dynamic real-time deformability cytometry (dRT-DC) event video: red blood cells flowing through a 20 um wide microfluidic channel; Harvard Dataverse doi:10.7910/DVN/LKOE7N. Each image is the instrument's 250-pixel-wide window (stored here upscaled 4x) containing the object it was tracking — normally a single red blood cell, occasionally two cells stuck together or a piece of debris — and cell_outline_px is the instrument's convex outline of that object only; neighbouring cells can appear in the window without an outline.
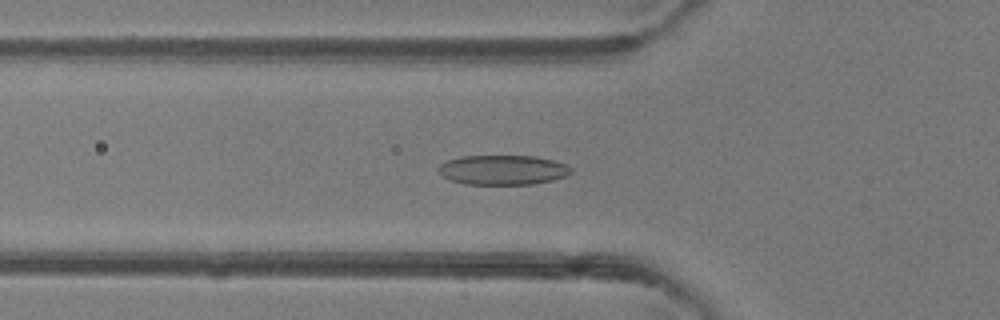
{"species": "common noctule bat (a hibernating species)", "species_latin": "Nyctalus noctula", "temperature_condition": "room temperature", "stored_images_in_passage": 49, "camera_frame_rate_fps": 3000, "um_per_image_px": 0.085, "animal": {"sex": "female"}, "frame": {"image": 1, "passage_image": 17, "time_ms": 5.333, "image_size_px": [1000, 320], "cell_outline_px": [[572, 172], [568, 176], [552, 180], [532, 184], [464, 184], [452, 180], [444, 176], [436, 168], [440, 164], [448, 160], [460, 156], [536, 156], [568, 164], [572, 168]], "centroid_in_image_um": [42.78, 14.44], "position_along_channel_um": 83.0, "area_um2": 23.0}}
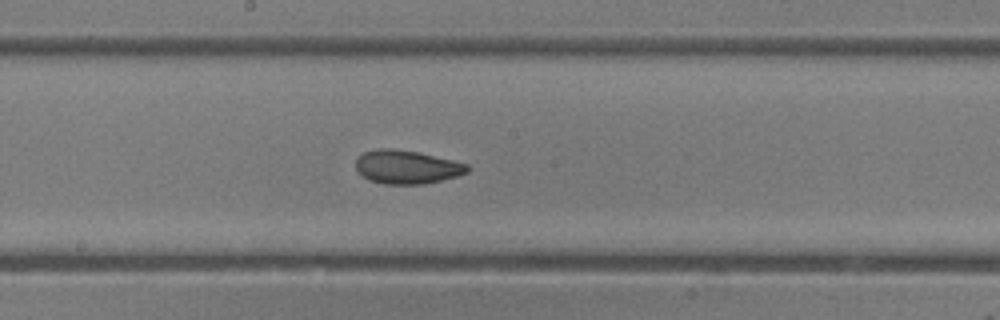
{"frame": {"image": 2, "passage_image": 26, "time_ms": 8.333, "image_size_px": [1000, 320], "cell_outline_px": [[468, 172], [456, 176], [424, 184], [384, 184], [368, 180], [356, 168], [356, 160], [364, 152], [380, 148], [392, 148], [420, 152], [468, 164]], "centroid_in_image_um": [34.57, 14.19], "position_along_channel_um": 213.6, "area_um2": 21.68}}
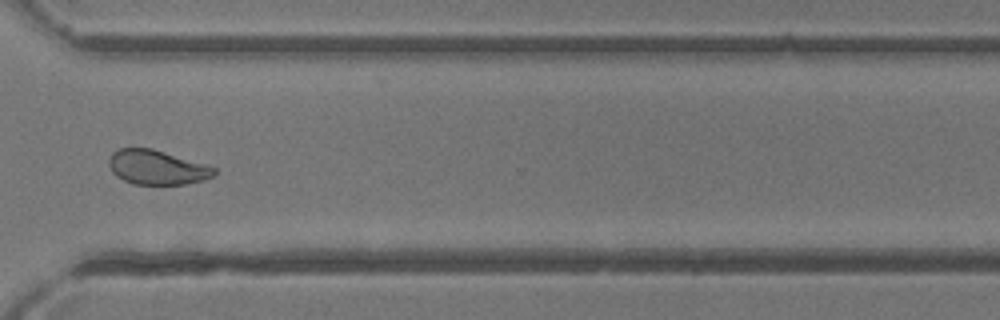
{"frame": {"image": 3, "passage_image": 36, "time_ms": 11.667, "image_size_px": [1000, 320], "cell_outline_px": [[216, 172], [212, 176], [204, 180], [184, 184], [132, 184], [116, 176], [112, 172], [108, 164], [108, 160], [112, 152], [120, 148], [152, 148], [204, 164], [216, 168]], "centroid_in_image_um": [13.3, 14.22], "position_along_channel_um": 357.3, "area_um2": 21.04}, "authors_computed_cell_mechanics": {"area_um2": 22.7732, "velocity_mm_per_s": 4.3145, "shape_relaxation_time_tau1_ms": 2.6315, "shape_relaxation_time_tau2_ms": 1.3763, "deformation_change_tau1": 0.1129, "deformation_change_tau2": 0.0685}}